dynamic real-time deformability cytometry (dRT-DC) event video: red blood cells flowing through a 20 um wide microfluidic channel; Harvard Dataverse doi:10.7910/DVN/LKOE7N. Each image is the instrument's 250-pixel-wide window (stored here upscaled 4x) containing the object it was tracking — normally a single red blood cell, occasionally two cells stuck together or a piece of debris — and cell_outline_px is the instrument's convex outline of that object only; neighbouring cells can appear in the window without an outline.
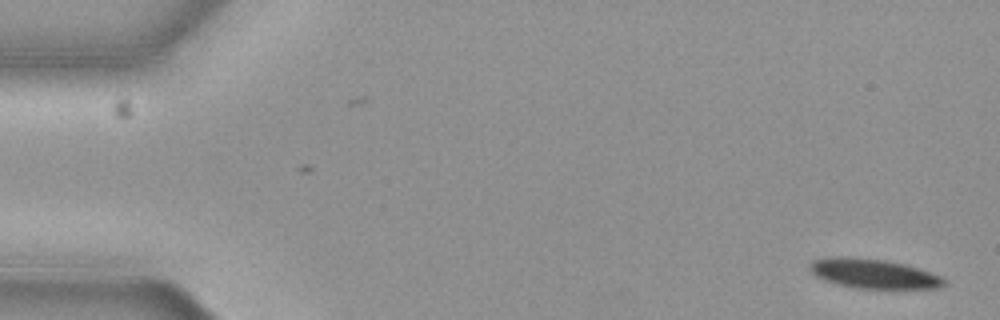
{"species": "common noctule bat (a hibernating species)", "species_latin": "Nyctalus noctula", "temperature_condition": "cold", "stored_images_in_passage": 15, "camera_frame_rate_fps": 3000, "um_per_image_px": 0.085, "animal": {"sex": "female", "body_mass_g": 19.3, "forearm_length_mm": 54.1}, "frame": {"image": 1, "passage_image": 1, "time_ms": 0.0, "image_size_px": [1000, 320], "cell_outline_px": [[948, 284], [940, 288], [856, 288], [824, 280], [816, 276], [808, 268], [808, 264], [812, 260], [828, 256], [840, 256], [884, 260], [904, 264], [940, 276], [948, 280]], "centroid_in_image_um": [74.22, 23.25], "position_along_channel_um": 10.8, "area_um2": 23.0}}
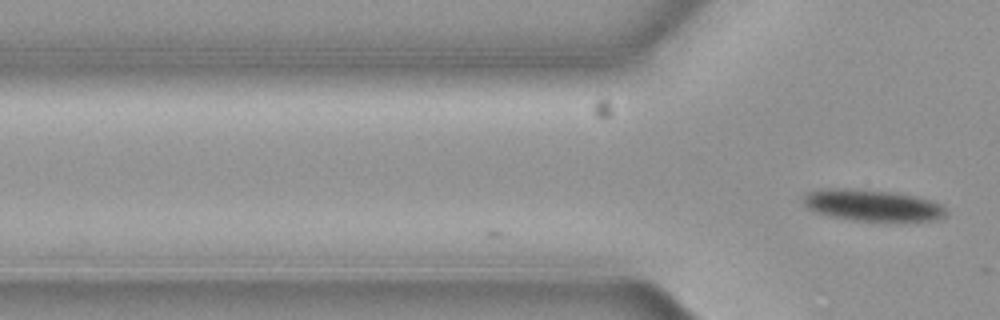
{"frame": {"image": 2, "passage_image": 15, "time_ms": 4.667, "image_size_px": [1000, 320], "cell_outline_px": [[948, 212], [944, 216], [936, 220], [852, 220], [828, 216], [816, 212], [808, 208], [800, 200], [804, 192], [828, 188], [844, 188], [892, 192], [912, 196], [928, 200], [940, 204]], "centroid_in_image_um": [74.04, 17.44], "position_along_channel_um": 51.8, "area_um2": 25.89}}